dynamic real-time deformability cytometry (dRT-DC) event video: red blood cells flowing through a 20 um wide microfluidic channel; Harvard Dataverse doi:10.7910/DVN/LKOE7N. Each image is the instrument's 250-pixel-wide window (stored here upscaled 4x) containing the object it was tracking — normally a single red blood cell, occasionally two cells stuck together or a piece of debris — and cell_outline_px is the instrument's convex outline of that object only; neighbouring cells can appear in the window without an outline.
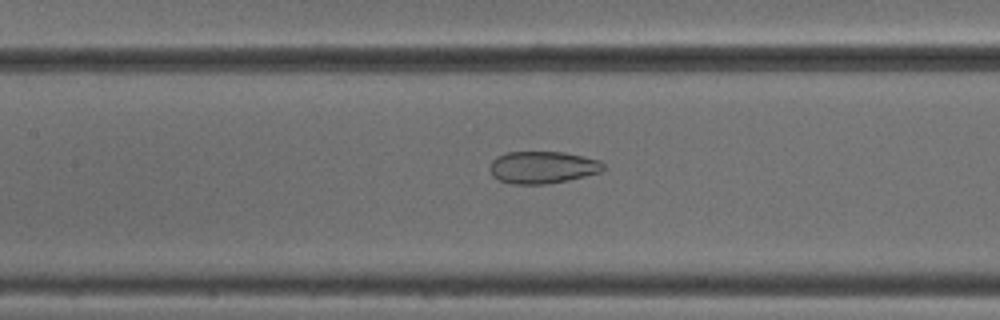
{"species": "common noctule bat (a hibernating species)", "species_latin": "Nyctalus noctula", "temperature_condition": "cold", "stored_images_in_passage": 27, "camera_frame_rate_fps": 3000, "um_per_image_px": 0.085, "animal": {"sex": "male", "body_mass_g": 18.8}, "frame": {"image": 1, "passage_image": 15, "time_ms": 4.667, "image_size_px": [1000, 320], "cell_outline_px": [[604, 168], [600, 172], [568, 180], [544, 184], [512, 184], [500, 180], [492, 176], [488, 168], [492, 160], [496, 156], [508, 152], [564, 152], [600, 160], [604, 164]], "centroid_in_image_um": [46.08, 14.22], "position_along_channel_um": 161.3, "area_um2": 21.33}}
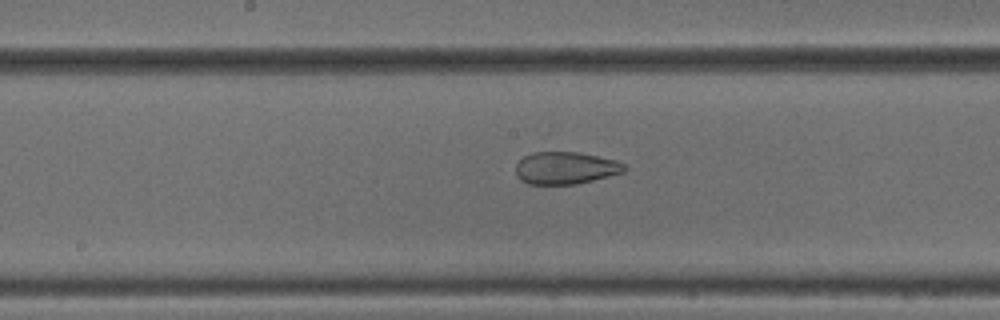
{"frame": {"image": 2, "passage_image": 18, "time_ms": 5.667, "image_size_px": [1000, 320], "cell_outline_px": [[628, 168], [624, 172], [576, 184], [528, 184], [520, 180], [516, 176], [516, 164], [524, 156], [532, 152], [576, 152], [616, 160], [624, 164]], "centroid_in_image_um": [48.05, 14.28], "position_along_channel_um": 200.2, "area_um2": 20.4}}
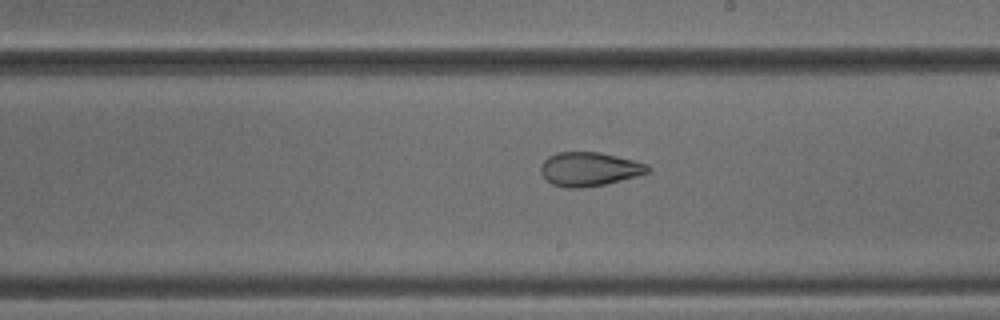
{"frame": {"image": 3, "passage_image": 21, "time_ms": 6.667, "image_size_px": [1000, 320], "cell_outline_px": [[652, 168], [648, 172], [636, 176], [604, 184], [580, 188], [568, 188], [552, 184], [540, 172], [540, 164], [548, 156], [556, 152], [600, 152], [648, 164]], "centroid_in_image_um": [50.06, 14.36], "position_along_channel_um": 238.9, "area_um2": 21.04}}